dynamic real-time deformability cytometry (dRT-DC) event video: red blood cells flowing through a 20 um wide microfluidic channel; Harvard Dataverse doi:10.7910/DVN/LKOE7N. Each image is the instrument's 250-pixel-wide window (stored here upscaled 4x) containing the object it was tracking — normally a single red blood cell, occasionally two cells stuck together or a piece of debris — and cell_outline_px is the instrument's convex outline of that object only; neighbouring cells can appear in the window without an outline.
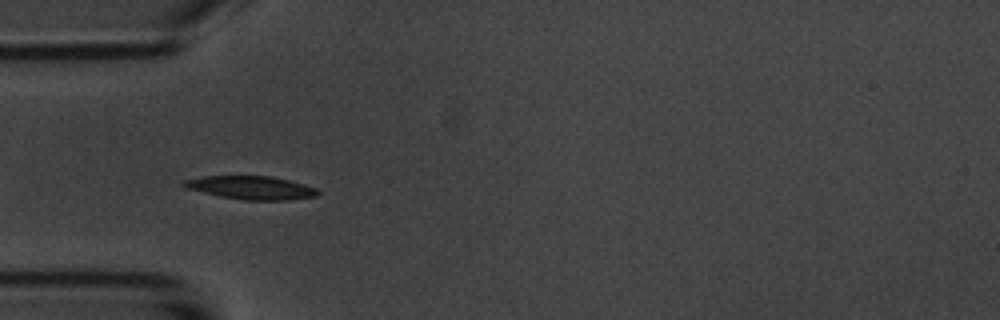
{"species": "common noctule bat (a hibernating species)", "species_latin": "Nyctalus noctula", "temperature_condition": "room temperature", "stored_images_in_passage": 5, "camera_frame_rate_fps": 3000, "um_per_image_px": 0.085, "animal": {"sex": "male", "body_mass_g": 20.1, "forearm_length_mm": 53.5}, "frame": {"image": 1, "passage_image": 4, "time_ms": 4.667, "image_size_px": [1000, 320], "cell_outline_px": [[320, 192], [316, 196], [288, 200], [244, 200], [220, 196], [188, 188], [180, 184], [184, 180], [200, 176], [272, 176], [304, 184], [316, 188]], "centroid_in_image_um": [21.35, 15.95], "position_along_channel_um": 63.6, "area_um2": 18.09}}